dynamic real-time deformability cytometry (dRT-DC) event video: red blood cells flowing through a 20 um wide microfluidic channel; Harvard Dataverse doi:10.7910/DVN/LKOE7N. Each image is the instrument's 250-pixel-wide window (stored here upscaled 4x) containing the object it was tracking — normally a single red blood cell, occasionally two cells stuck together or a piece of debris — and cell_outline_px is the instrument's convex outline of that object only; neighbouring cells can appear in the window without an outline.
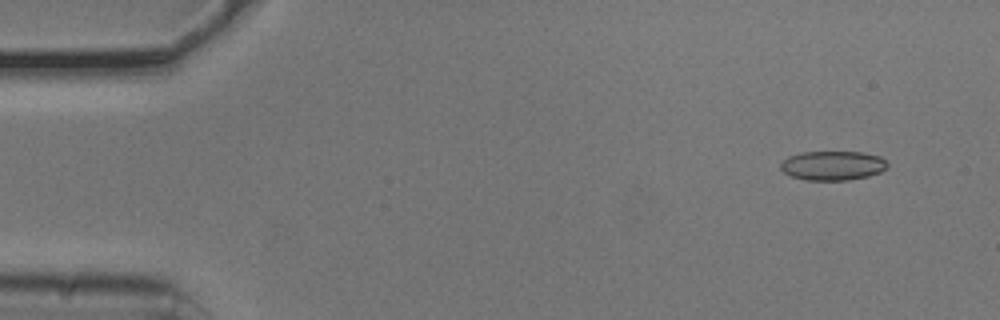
{"species": "common noctule bat (a hibernating species)", "species_latin": "Nyctalus noctula", "temperature_condition": "cold", "stored_images_in_passage": 5, "camera_frame_rate_fps": 3000, "um_per_image_px": 0.085, "animal": {"sex": "male", "body_mass_g": 20.5, "forearm_length_mm": 52.5}, "frame": {"image": 1, "passage_image": 2, "time_ms": 0.333, "image_size_px": [1000, 320], "cell_outline_px": [[888, 164], [880, 172], [868, 176], [848, 180], [804, 180], [792, 176], [784, 172], [780, 168], [780, 164], [788, 156], [800, 152], [860, 152], [880, 156]], "centroid_in_image_um": [70.75, 14.07], "position_along_channel_um": 14.3, "area_um2": 18.15}}